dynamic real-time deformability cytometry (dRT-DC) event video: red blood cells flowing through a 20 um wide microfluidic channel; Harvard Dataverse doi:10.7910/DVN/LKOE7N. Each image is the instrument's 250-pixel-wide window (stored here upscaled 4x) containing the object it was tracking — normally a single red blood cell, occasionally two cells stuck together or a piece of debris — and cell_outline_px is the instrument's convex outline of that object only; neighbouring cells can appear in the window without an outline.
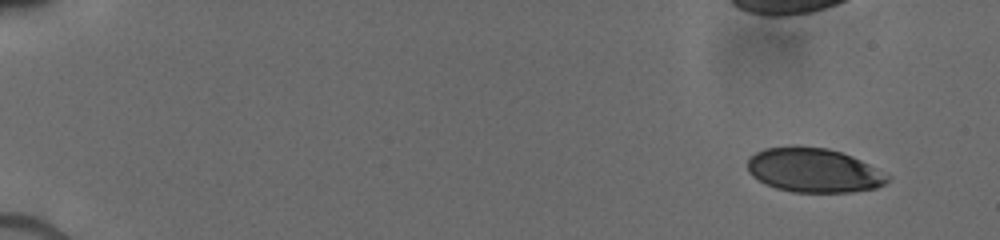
{"species": "human", "species_latin": "Homo sapiens", "temperature_condition": "cold", "stored_images_in_passage": 53, "camera_frame_rate_fps": 3000, "um_per_image_px": 0.085, "donor": {"sex": "male"}, "frame": {"image": 1, "passage_image": 1, "time_ms": 0.0, "image_size_px": [1000, 240], "cell_outline_px": [[892, 176], [884, 184], [876, 188], [848, 192], [792, 192], [776, 188], [752, 176], [748, 172], [748, 156], [764, 148], [792, 144], [828, 148], [852, 156]], "centroid_in_image_um": [69.14, 14.44], "position_along_channel_um": 15.9, "area_um2": 36.41}}